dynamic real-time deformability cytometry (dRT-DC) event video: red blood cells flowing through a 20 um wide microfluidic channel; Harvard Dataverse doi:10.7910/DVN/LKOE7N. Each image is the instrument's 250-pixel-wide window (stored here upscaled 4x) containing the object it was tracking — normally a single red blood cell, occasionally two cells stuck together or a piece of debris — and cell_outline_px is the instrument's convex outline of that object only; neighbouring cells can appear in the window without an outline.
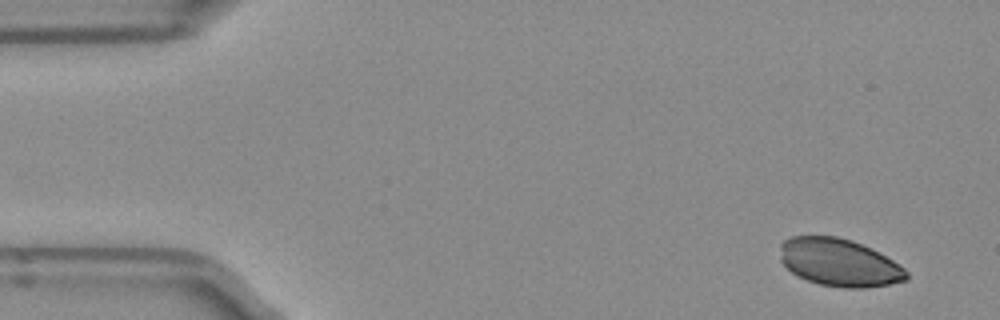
{"species": "Egyptian fruit bat (a non-hibernating species)", "species_latin": "Rousettus aegyptiacus", "temperature_condition": "room temperature", "stored_images_in_passage": 4, "segment_of_instrument_passage": [2, 2], "camera_frame_rate_fps": 3000, "um_per_image_px": 0.085, "frame": {"image": 1, "passage_image": 4, "time_ms": 1.0, "image_size_px": [1000, 320], "cell_outline_px": [[908, 280], [888, 284], [864, 288], [844, 288], [820, 284], [808, 280], [792, 272], [780, 260], [780, 244], [784, 240], [792, 236], [836, 236], [852, 240], [872, 248], [892, 260], [904, 268], [908, 272]], "centroid_in_image_um": [71.34, 22.3], "position_along_channel_um": 13.7, "area_um2": 35.03}}